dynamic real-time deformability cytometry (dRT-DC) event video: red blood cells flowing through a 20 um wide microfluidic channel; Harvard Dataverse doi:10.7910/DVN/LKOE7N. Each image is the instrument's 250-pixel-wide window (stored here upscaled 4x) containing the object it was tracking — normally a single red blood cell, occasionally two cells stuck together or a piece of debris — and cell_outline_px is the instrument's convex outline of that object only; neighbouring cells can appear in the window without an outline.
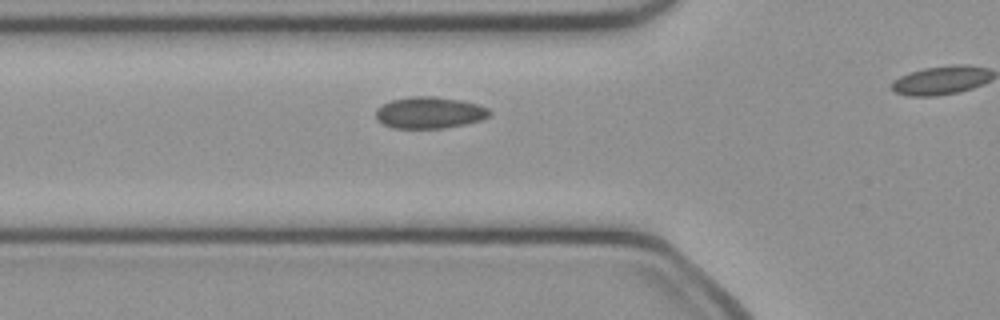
{"species": "common noctule bat (a hibernating species)", "species_latin": "Nyctalus noctula", "temperature_condition": "cold", "stored_images_in_passage": 25, "camera_frame_rate_fps": 3000, "um_per_image_px": 0.085, "animal": {"sex": "female", "body_mass_g": 21.9}, "frame": {"image": 1, "passage_image": 2, "time_ms": 0.333, "image_size_px": [1000, 320], "cell_outline_px": [[492, 112], [488, 116], [480, 120], [464, 124], [444, 128], [392, 128], [376, 120], [376, 108], [392, 100], [408, 96], [432, 96], [460, 100], [476, 104], [488, 108]], "centroid_in_image_um": [36.48, 9.57], "position_along_channel_um": 89.3, "area_um2": 20.87}}
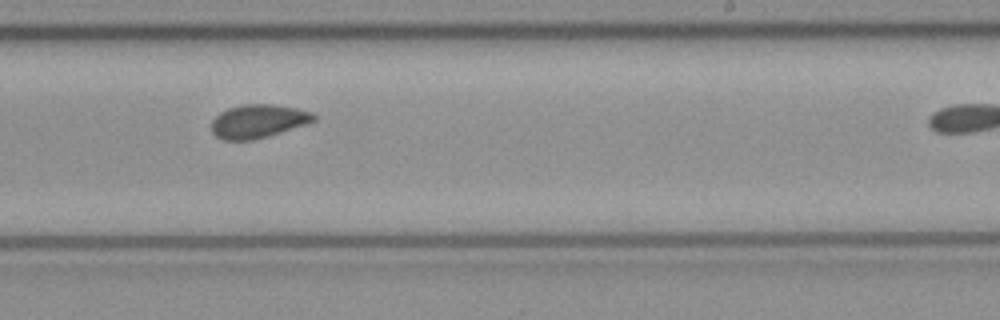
{"frame": {"image": 2, "passage_image": 15, "time_ms": 4.667, "image_size_px": [1000, 320], "cell_outline_px": [[316, 120], [268, 136], [252, 140], [224, 140], [216, 136], [212, 132], [212, 120], [220, 112], [228, 108], [244, 104], [272, 104], [296, 108], [312, 112], [316, 116]], "centroid_in_image_um": [21.92, 10.29], "position_along_channel_um": 267.1, "area_um2": 19.77}}
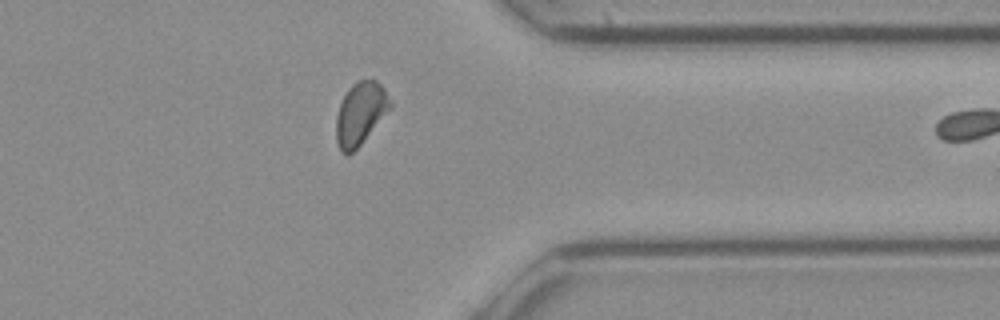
{"frame": {"image": 3, "passage_image": 24, "time_ms": 7.667, "image_size_px": [1000, 320], "cell_outline_px": [[392, 108], [360, 144], [348, 156], [340, 152], [336, 140], [336, 116], [340, 104], [348, 88], [352, 84], [360, 80], [376, 80], [384, 88], [392, 100]], "centroid_in_image_um": [30.64, 9.65], "position_along_channel_um": 380.8, "area_um2": 19.77}}